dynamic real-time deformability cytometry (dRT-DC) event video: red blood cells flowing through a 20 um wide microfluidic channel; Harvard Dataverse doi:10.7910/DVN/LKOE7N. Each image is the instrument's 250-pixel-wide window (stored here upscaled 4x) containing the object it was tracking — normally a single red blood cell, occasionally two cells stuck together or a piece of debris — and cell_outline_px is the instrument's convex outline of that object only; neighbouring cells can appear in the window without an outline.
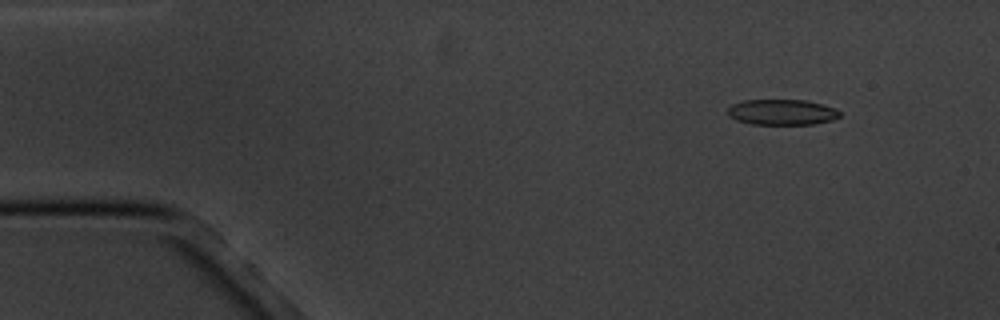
{"species": "common noctule bat (a hibernating species)", "species_latin": "Nyctalus noctula", "temperature_condition": "cold", "stored_images_in_passage": 6, "camera_frame_rate_fps": 3000, "um_per_image_px": 0.085, "animal": {"sex": "male", "body_mass_g": 20.1, "forearm_length_mm": 53.5}, "frame": {"image": 1, "passage_image": 2, "time_ms": 1.0, "image_size_px": [1000, 320], "cell_outline_px": [[840, 116], [832, 120], [812, 124], [752, 124], [736, 120], [728, 116], [728, 108], [732, 104], [744, 100], [808, 100], [836, 108], [840, 112]], "centroid_in_image_um": [66.46, 9.53], "position_along_channel_um": 18.5, "area_um2": 16.76}}
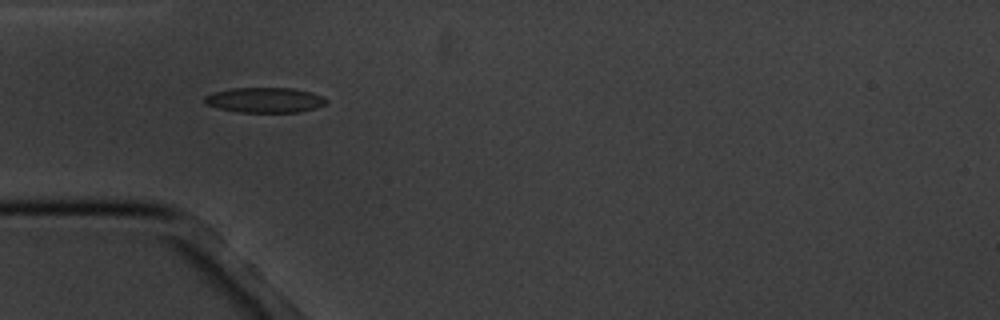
{"frame": {"image": 2, "passage_image": 5, "time_ms": 4.667, "image_size_px": [1000, 320], "cell_outline_px": [[328, 100], [324, 104], [316, 108], [300, 112], [236, 112], [204, 104], [204, 96], [212, 92], [232, 88], [292, 88], [312, 92], [324, 96]], "centroid_in_image_um": [22.51, 8.5], "position_along_channel_um": 62.5, "area_um2": 17.98}}
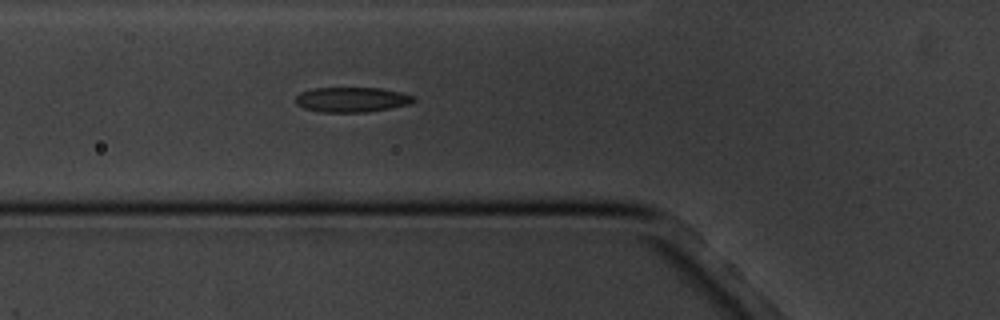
{"frame": {"image": 3, "passage_image": 6, "time_ms": 5.667, "image_size_px": [1000, 320], "cell_outline_px": [[416, 100], [408, 104], [368, 112], [320, 112], [304, 108], [296, 104], [296, 96], [300, 92], [312, 88], [380, 88], [400, 92], [416, 96]], "centroid_in_image_um": [29.89, 8.46], "position_along_channel_um": 95.9, "area_um2": 17.17}}